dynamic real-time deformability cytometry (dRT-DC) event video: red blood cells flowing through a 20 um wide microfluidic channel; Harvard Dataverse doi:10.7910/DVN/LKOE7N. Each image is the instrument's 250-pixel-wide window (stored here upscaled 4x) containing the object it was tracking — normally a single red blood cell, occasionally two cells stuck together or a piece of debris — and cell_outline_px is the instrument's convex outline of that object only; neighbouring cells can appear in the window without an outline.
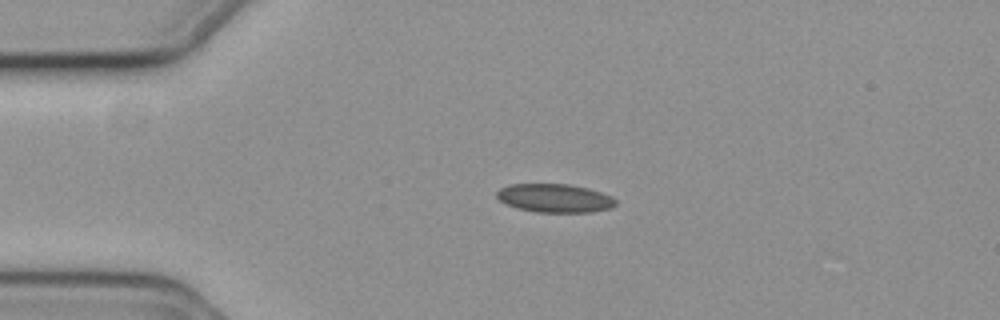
{"species": "common noctule bat (a hibernating species)", "species_latin": "Nyctalus noctula", "temperature_condition": "cold", "stored_images_in_passage": 44, "camera_frame_rate_fps": 3000, "um_per_image_px": 0.085, "animal": {"sex": "female", "body_mass_g": 19.3, "forearm_length_mm": 54.1}, "frame": {"image": 1, "passage_image": 1, "time_ms": 0.0, "image_size_px": [1000, 320], "cell_outline_px": [[616, 204], [612, 208], [592, 212], [536, 212], [516, 208], [500, 200], [496, 196], [496, 192], [500, 188], [508, 184], [568, 184], [588, 188], [612, 196], [616, 200]], "centroid_in_image_um": [47.16, 16.84], "position_along_channel_um": 37.8, "area_um2": 19.83}}
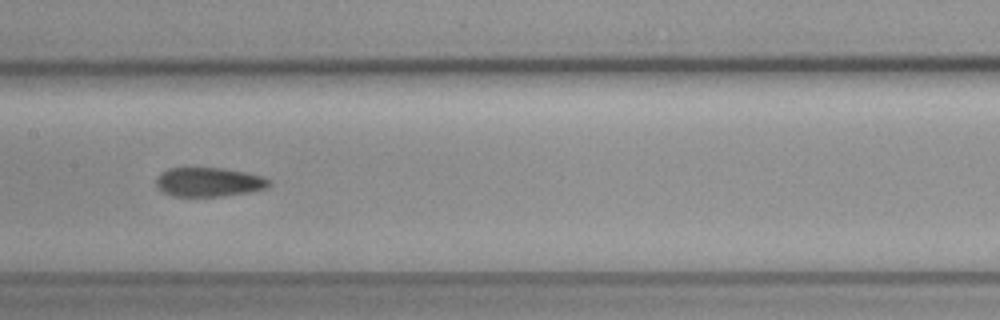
{"frame": {"image": 2, "passage_image": 16, "time_ms": 5.0, "image_size_px": [1000, 320], "cell_outline_px": [[272, 184], [264, 188], [248, 192], [220, 196], [172, 196], [156, 188], [156, 180], [168, 168], [224, 168], [248, 172], [264, 176], [272, 180]], "centroid_in_image_um": [17.8, 15.47], "position_along_channel_um": 189.6, "area_um2": 19.19}}
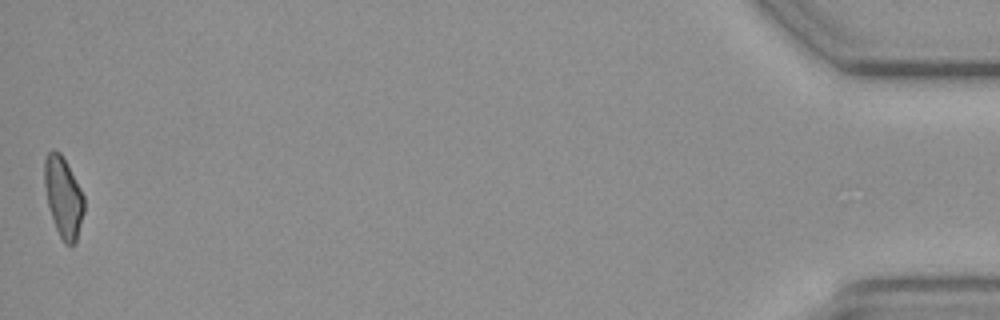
{"frame": {"image": 3, "passage_image": 44, "time_ms": 14.333, "image_size_px": [1000, 320], "cell_outline_px": [[84, 212], [76, 244], [64, 244], [56, 228], [48, 204], [44, 184], [44, 160], [48, 152], [52, 148], [60, 152], [80, 188], [84, 196]], "centroid_in_image_um": [5.39, 16.75], "position_along_channel_um": 429.8, "area_um2": 18.44}}